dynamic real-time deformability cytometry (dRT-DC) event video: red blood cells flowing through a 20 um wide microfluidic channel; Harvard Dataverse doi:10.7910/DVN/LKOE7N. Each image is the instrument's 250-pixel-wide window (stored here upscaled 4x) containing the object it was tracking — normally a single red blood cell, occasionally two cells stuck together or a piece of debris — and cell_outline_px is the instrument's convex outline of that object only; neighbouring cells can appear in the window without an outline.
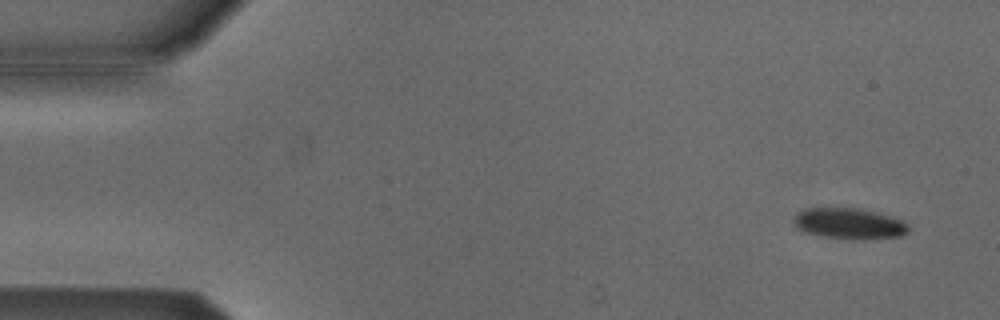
{"species": "Egyptian fruit bat (a non-hibernating species)", "species_latin": "Rousettus aegyptiacus", "temperature_condition": "cold", "stored_images_in_passage": 14, "camera_frame_rate_fps": 3000, "um_per_image_px": 0.085, "animal": {"sex": "male"}, "frame": {"image": 1, "passage_image": 4, "time_ms": 1.0, "image_size_px": [1000, 320], "cell_outline_px": [[908, 232], [900, 236], [824, 236], [804, 232], [792, 220], [792, 216], [804, 208], [860, 208], [876, 212], [904, 220], [908, 224]], "centroid_in_image_um": [72.14, 18.93], "position_along_channel_um": 12.9, "area_um2": 19.59}}